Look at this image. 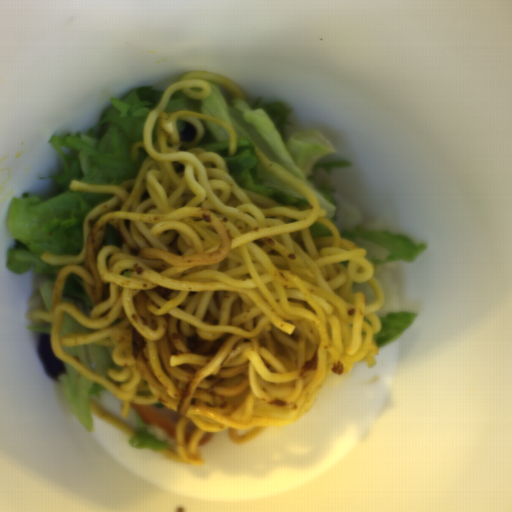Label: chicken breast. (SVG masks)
Returning <instances> with one entry per match:
<instances>
[{"mask_svg":"<svg viewBox=\"0 0 512 512\" xmlns=\"http://www.w3.org/2000/svg\"><path fill=\"white\" fill-rule=\"evenodd\" d=\"M215 433L214 432H208L202 436V438L199 440L198 446H203L209 443L213 440Z\"/></svg>","mask_w":512,"mask_h":512,"instance_id":"ea81aa3d","label":"chicken breast"},{"mask_svg":"<svg viewBox=\"0 0 512 512\" xmlns=\"http://www.w3.org/2000/svg\"><path fill=\"white\" fill-rule=\"evenodd\" d=\"M131 405L144 425L160 427L168 436L177 439L176 424L180 418L177 412L165 404Z\"/></svg>","mask_w":512,"mask_h":512,"instance_id":"cb542c10","label":"chicken breast"},{"mask_svg":"<svg viewBox=\"0 0 512 512\" xmlns=\"http://www.w3.org/2000/svg\"><path fill=\"white\" fill-rule=\"evenodd\" d=\"M197 427H198L197 424L195 422H193L192 420L186 422V424L183 428V432H184V436H185L187 443H188L189 439L191 438L192 434L196 431Z\"/></svg>","mask_w":512,"mask_h":512,"instance_id":"c9198e5e","label":"chicken breast"}]
</instances>
